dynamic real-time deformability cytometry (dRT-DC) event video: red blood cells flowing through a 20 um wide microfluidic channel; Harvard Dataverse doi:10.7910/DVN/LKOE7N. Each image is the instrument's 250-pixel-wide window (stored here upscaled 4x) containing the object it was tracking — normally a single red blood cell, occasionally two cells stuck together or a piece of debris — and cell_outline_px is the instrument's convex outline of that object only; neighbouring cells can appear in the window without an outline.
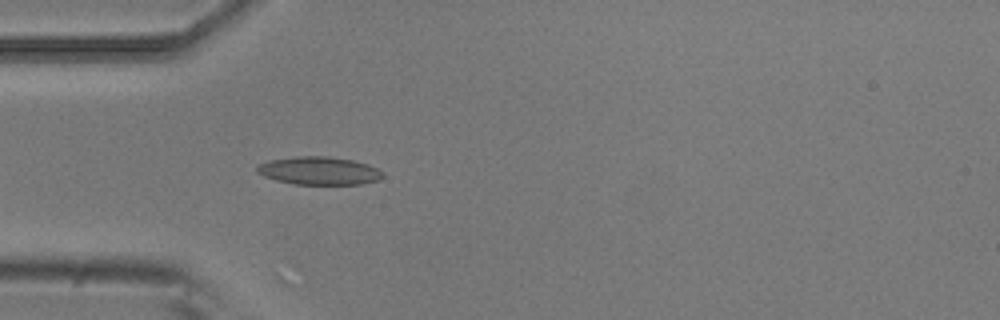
{"species": "common noctule bat (a hibernating species)", "species_latin": "Nyctalus noctula", "temperature_condition": "room temperature", "stored_images_in_passage": 5, "camera_frame_rate_fps": 3000, "um_per_image_px": 0.085, "animal": {"sex": "male", "body_mass_g": 20.5, "forearm_length_mm": 52.5}, "frame": {"image": 1, "passage_image": 5, "time_ms": 1.333, "image_size_px": [1000, 320], "cell_outline_px": [[384, 176], [380, 180], [360, 184], [296, 184], [276, 180], [264, 176], [256, 172], [256, 168], [260, 164], [272, 160], [296, 156], [328, 156], [352, 160], [368, 164], [384, 172]], "centroid_in_image_um": [27.16, 14.51], "position_along_channel_um": 57.8, "area_um2": 20.46}}